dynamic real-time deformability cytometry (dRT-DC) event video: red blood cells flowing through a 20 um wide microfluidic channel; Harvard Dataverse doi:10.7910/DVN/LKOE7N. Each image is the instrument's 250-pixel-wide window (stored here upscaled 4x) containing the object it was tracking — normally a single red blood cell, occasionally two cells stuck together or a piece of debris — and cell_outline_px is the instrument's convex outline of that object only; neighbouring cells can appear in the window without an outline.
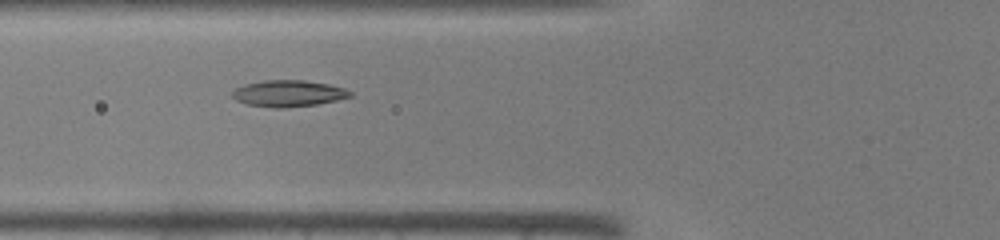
{"species": "common noctule bat (a hibernating species)", "species_latin": "Nyctalus noctula", "temperature_condition": "warm", "stored_images_in_passage": 37, "camera_frame_rate_fps": 3000, "um_per_image_px": 0.085, "animal": {"sex": "male", "body_mass_g": 19.0, "forearm_length_mm": 50.8}, "frame": {"image": 1, "passage_image": 10, "time_ms": 3.0, "image_size_px": [1000, 240], "cell_outline_px": [[352, 96], [336, 100], [316, 104], [284, 108], [276, 108], [248, 104], [236, 100], [232, 96], [232, 92], [236, 88], [244, 84], [264, 80], [304, 80], [328, 84], [344, 88], [352, 92]], "centroid_in_image_um": [24.51, 7.93], "position_along_channel_um": 101.3, "area_um2": 18.03}}
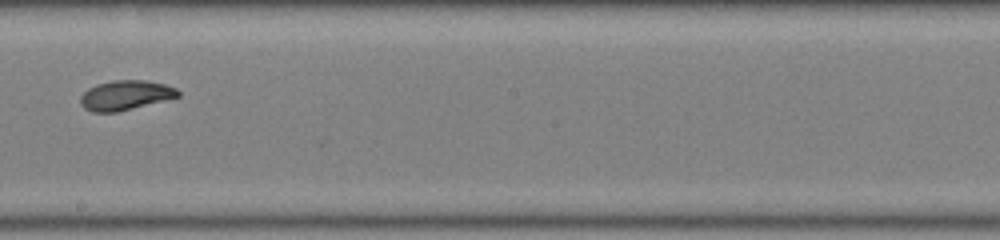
{"frame": {"image": 2, "passage_image": 19, "time_ms": 6.0, "image_size_px": [1000, 240], "cell_outline_px": [[180, 96], [116, 112], [92, 112], [84, 108], [80, 104], [80, 96], [88, 88], [96, 84], [112, 80], [148, 80], [164, 84], [176, 88], [180, 92]], "centroid_in_image_um": [10.63, 8.08], "position_along_channel_um": 237.6, "area_um2": 16.82}}
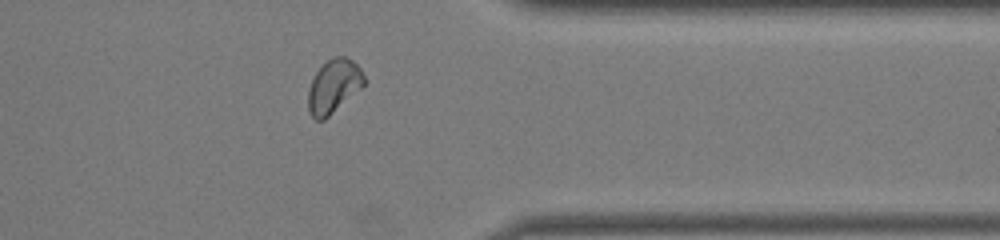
{"frame": {"image": 3, "passage_image": 29, "time_ms": 9.333, "image_size_px": [1000, 240], "cell_outline_px": [[364, 84], [360, 88], [324, 120], [316, 120], [312, 116], [308, 108], [308, 92], [312, 80], [316, 72], [332, 56], [344, 56], [352, 60], [360, 68], [364, 76]], "centroid_in_image_um": [28.35, 7.32], "position_along_channel_um": 383.1, "area_um2": 17.05}}